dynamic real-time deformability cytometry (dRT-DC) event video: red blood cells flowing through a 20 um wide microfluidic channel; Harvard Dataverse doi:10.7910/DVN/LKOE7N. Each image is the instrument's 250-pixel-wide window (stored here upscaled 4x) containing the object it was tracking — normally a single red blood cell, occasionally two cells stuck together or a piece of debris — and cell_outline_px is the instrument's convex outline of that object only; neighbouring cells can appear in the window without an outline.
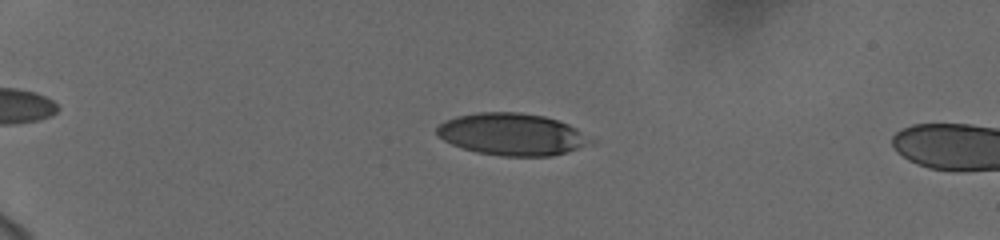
{"species": "human", "species_latin": "Homo sapiens", "temperature_condition": "cold", "stored_images_in_passage": 58, "camera_frame_rate_fps": 3000, "um_per_image_px": 0.085, "donor": {"sex": "female"}, "frame": {"image": 1, "passage_image": 16, "time_ms": 5.0, "image_size_px": [1000, 240], "cell_outline_px": [[596, 144], [568, 152], [552, 156], [500, 156], [476, 152], [452, 144], [444, 140], [436, 132], [436, 128], [444, 120], [456, 116], [476, 112], [520, 112], [544, 116], [568, 124], [576, 128], [596, 140]], "centroid_in_image_um": [43.58, 11.42], "position_along_channel_um": 41.4, "area_um2": 38.09}}
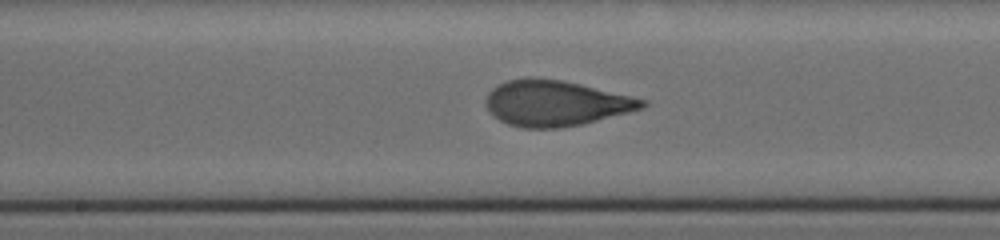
{"frame": {"image": 2, "passage_image": 34, "time_ms": 11.0, "image_size_px": [1000, 240], "cell_outline_px": [[648, 104], [644, 108], [584, 124], [560, 128], [524, 128], [508, 124], [500, 120], [488, 108], [484, 100], [488, 92], [492, 88], [508, 80], [528, 76], [560, 80], [580, 84], [632, 96], [648, 100]], "centroid_in_image_um": [47.25, 8.77], "position_along_channel_um": 201.0, "area_um2": 41.62}}
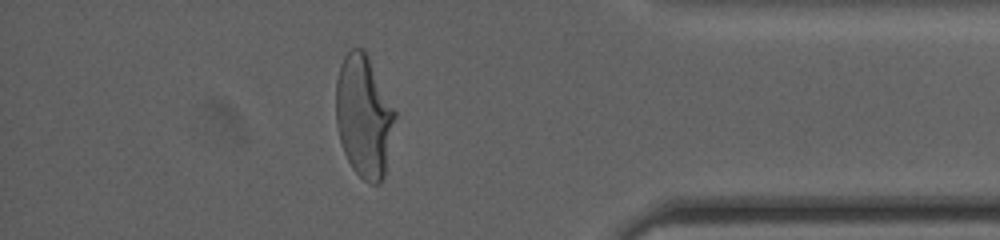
{"frame": {"image": 3, "passage_image": 52, "time_ms": 17.0, "image_size_px": [1000, 240], "cell_outline_px": [[396, 116], [384, 176], [380, 184], [372, 184], [364, 180], [352, 168], [344, 152], [340, 140], [336, 124], [336, 80], [340, 64], [344, 56], [352, 48], [364, 48], [396, 112]], "centroid_in_image_um": [30.92, 9.88], "position_along_channel_um": 404.3, "area_um2": 41.91}, "authors_computed_cell_mechanics": {"area_um2": 40.6623, "velocity_mm_per_s": 3.7431, "shape_relaxation_time_tau1_ms": 5.2245, "shape_relaxation_time_tau2_ms": 0.7635, "deformation_change_tau1": 0.2171, "deformation_change_tau2": 0.0765}}